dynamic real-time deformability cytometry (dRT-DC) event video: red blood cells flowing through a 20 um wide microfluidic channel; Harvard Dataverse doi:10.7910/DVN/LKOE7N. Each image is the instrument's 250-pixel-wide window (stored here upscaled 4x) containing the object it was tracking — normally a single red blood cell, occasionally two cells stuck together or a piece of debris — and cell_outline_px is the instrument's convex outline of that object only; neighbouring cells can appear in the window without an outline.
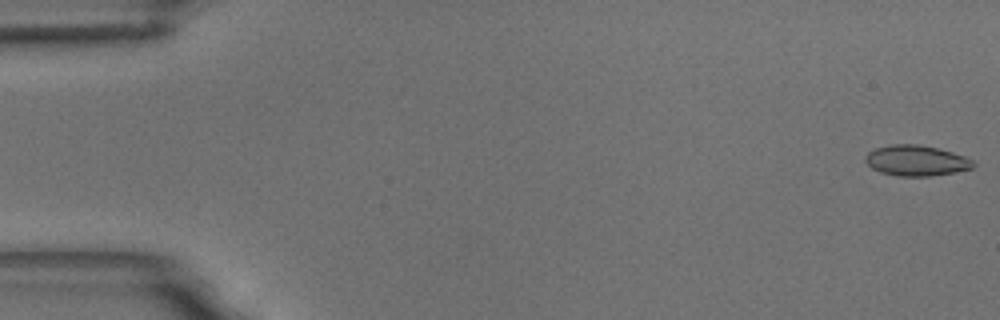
{"species": "common noctule bat (a hibernating species)", "species_latin": "Nyctalus noctula", "temperature_condition": "room temperature", "stored_images_in_passage": 59, "camera_frame_rate_fps": 3000, "um_per_image_px": 0.085, "animal": {"sex": "male", "body_mass_g": 18.8}, "frame": {"image": 1, "passage_image": 1, "time_ms": 0.0, "image_size_px": [1000, 320], "cell_outline_px": [[976, 164], [972, 168], [932, 176], [900, 176], [880, 172], [872, 168], [864, 160], [864, 156], [868, 152], [876, 148], [892, 144], [916, 144], [936, 148], [952, 152], [964, 156], [972, 160]], "centroid_in_image_um": [77.85, 13.65], "position_along_channel_um": 7.1, "area_um2": 19.07}}
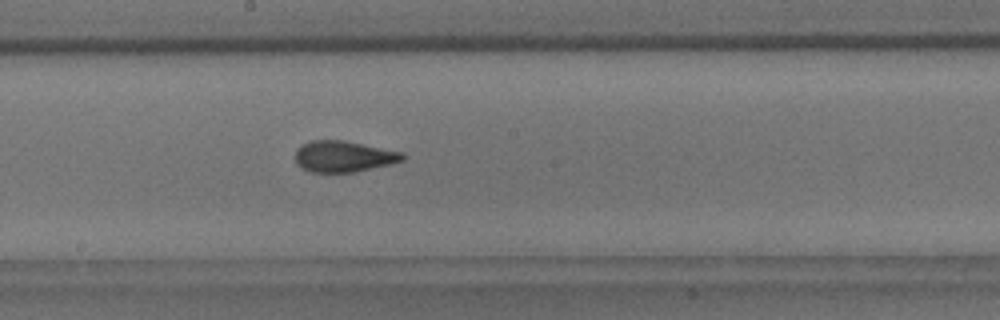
{"frame": {"image": 2, "passage_image": 32, "time_ms": 10.333, "image_size_px": [1000, 320], "cell_outline_px": [[404, 160], [392, 164], [352, 172], [312, 172], [300, 168], [296, 164], [296, 148], [312, 140], [340, 140], [404, 152]], "centroid_in_image_um": [29.2, 13.3], "position_along_channel_um": 219.0, "area_um2": 19.36}}
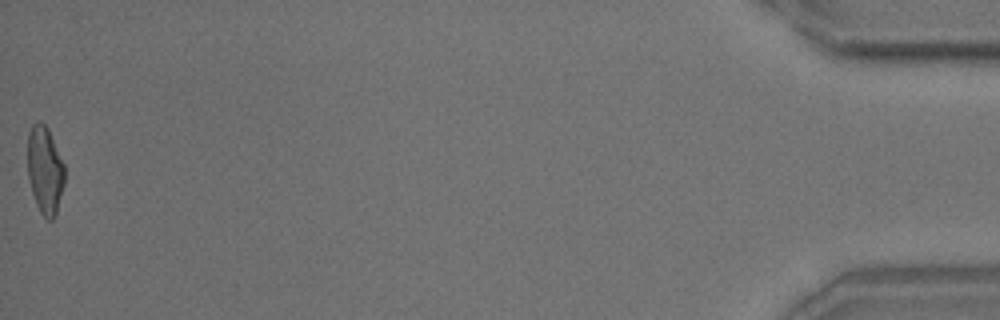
{"frame": {"image": 3, "passage_image": 59, "time_ms": 19.333, "image_size_px": [1000, 320], "cell_outline_px": [[64, 184], [56, 216], [52, 220], [48, 220], [40, 212], [36, 204], [32, 192], [28, 176], [28, 132], [32, 124], [36, 120], [40, 120], [48, 128], [64, 164]], "centroid_in_image_um": [3.82, 14.45], "position_along_channel_um": 431.4, "area_um2": 19.02}, "authors_computed_cell_mechanics": {"area_um2": 19.3052, "velocity_mm_per_s": 3.4477, "shape_relaxation_time_tau1_ms": 9.0157, "shape_relaxation_time_tau2_ms": 1.4596, "deformation_change_tau1": 0.2017, "deformation_change_tau2": 0.0804}}